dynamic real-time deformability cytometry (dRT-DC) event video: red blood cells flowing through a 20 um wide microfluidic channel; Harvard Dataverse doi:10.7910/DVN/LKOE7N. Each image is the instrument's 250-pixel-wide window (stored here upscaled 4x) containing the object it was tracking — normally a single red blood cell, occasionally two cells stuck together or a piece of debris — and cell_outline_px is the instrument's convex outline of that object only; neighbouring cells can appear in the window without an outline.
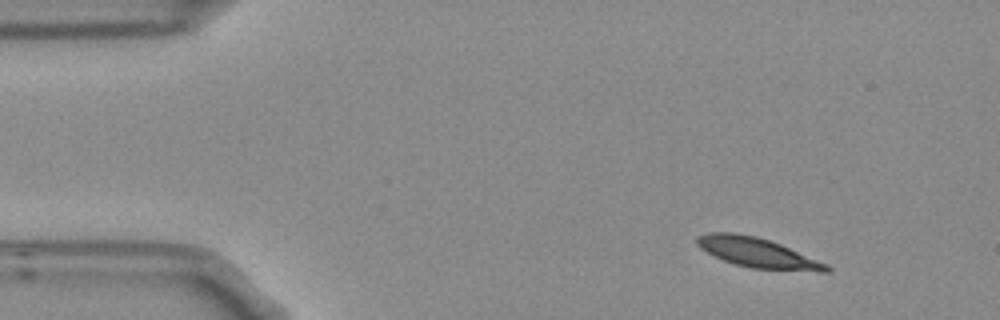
{"species": "Egyptian fruit bat (a non-hibernating species)", "species_latin": "Rousettus aegyptiacus", "temperature_condition": "room temperature", "stored_images_in_passage": 9, "camera_frame_rate_fps": 3000, "um_per_image_px": 0.085, "frame": {"image": 1, "passage_image": 1, "time_ms": 0.0, "image_size_px": [1000, 320], "cell_outline_px": [[832, 272], [820, 272], [752, 268], [736, 264], [724, 260], [700, 248], [696, 244], [696, 236], [712, 232], [732, 232], [756, 236], [780, 244], [828, 264], [832, 268]], "centroid_in_image_um": [64.42, 21.48], "position_along_channel_um": 20.6, "area_um2": 22.31}}
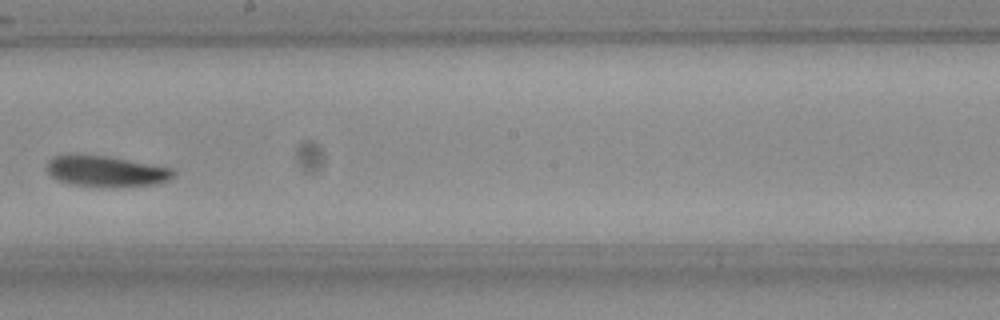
{"frame": {"image": 2, "passage_image": 8, "time_ms": 2.333, "image_size_px": [1000, 320], "cell_outline_px": [[176, 172], [168, 180], [156, 184], [68, 184], [52, 176], [48, 172], [48, 160], [56, 156], [108, 156], [172, 168]], "centroid_in_image_um": [9.04, 14.52], "position_along_channel_um": 239.2, "area_um2": 21.21}}
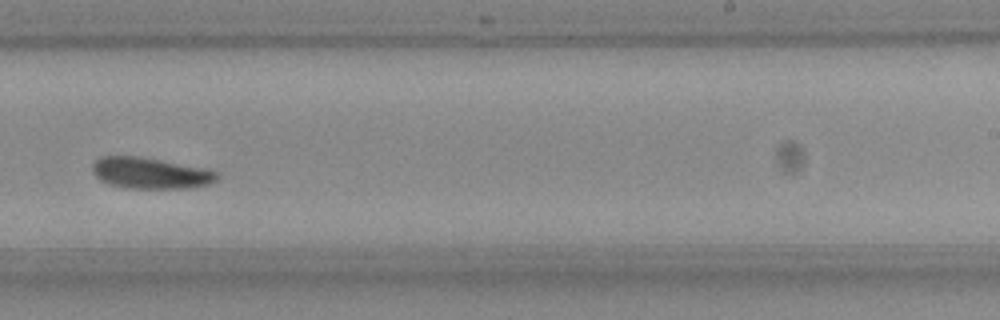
{"frame": {"image": 3, "passage_image": 9, "time_ms": 2.667, "image_size_px": [1000, 320], "cell_outline_px": [[220, 176], [216, 180], [208, 184], [188, 188], [128, 188], [108, 184], [100, 180], [92, 172], [92, 164], [100, 156], [140, 156], [204, 168], [220, 172]], "centroid_in_image_um": [12.77, 14.71], "position_along_channel_um": 276.2, "area_um2": 22.72}}